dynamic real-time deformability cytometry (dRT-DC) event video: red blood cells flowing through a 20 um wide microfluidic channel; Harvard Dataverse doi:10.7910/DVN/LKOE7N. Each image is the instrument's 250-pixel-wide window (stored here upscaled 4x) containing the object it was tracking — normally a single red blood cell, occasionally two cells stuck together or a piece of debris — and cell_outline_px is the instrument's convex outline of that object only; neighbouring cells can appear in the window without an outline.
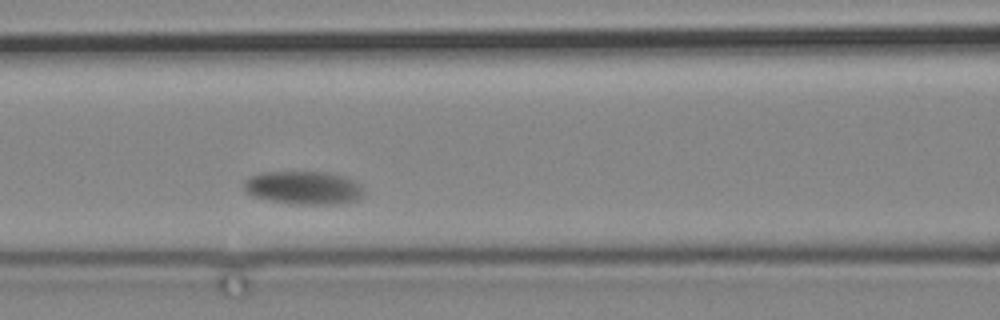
{"species": "common noctule bat (a hibernating species)", "species_latin": "Nyctalus noctula", "temperature_condition": "cold", "stored_images_in_passage": 3, "camera_frame_rate_fps": 3000, "um_per_image_px": 0.085, "animal": {"sex": "male", "body_mass_g": 19.2, "forearm_length_mm": 51.8}, "frame": {"image": 1, "passage_image": 3, "time_ms": 2.667, "image_size_px": [1000, 320], "cell_outline_px": [[364, 188], [360, 196], [356, 200], [340, 204], [292, 204], [268, 200], [252, 196], [244, 188], [244, 180], [248, 176], [260, 172], [328, 172], [344, 176], [360, 184]], "centroid_in_image_um": [25.77, 15.95], "position_along_channel_um": 140.8, "area_um2": 23.35}}